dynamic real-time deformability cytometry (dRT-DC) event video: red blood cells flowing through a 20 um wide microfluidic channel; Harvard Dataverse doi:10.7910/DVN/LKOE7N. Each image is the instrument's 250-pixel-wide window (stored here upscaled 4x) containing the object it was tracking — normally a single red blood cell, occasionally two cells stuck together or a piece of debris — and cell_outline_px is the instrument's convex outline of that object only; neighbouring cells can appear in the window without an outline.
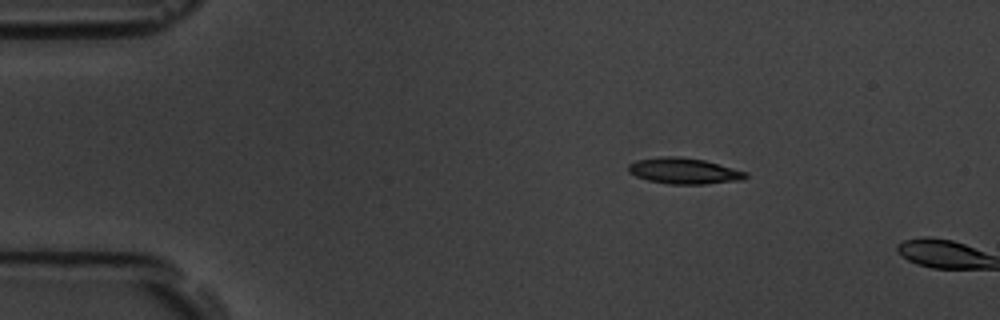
{"species": "common noctule bat (a hibernating species)", "species_latin": "Nyctalus noctula", "temperature_condition": "room temperature", "stored_images_in_passage": 3, "camera_frame_rate_fps": 3000, "um_per_image_px": 0.085, "animal": {"sex": "male", "body_mass_g": 19.5, "forearm_length_mm": 54.6}, "frame": {"image": 1, "passage_image": 2, "time_ms": 1.333, "image_size_px": [1000, 320], "cell_outline_px": [[748, 176], [744, 180], [704, 184], [668, 184], [648, 180], [636, 176], [628, 172], [628, 164], [636, 160], [660, 156], [676, 156], [704, 160], [748, 172]], "centroid_in_image_um": [58.14, 14.53], "position_along_channel_um": 26.9, "area_um2": 17.86}}